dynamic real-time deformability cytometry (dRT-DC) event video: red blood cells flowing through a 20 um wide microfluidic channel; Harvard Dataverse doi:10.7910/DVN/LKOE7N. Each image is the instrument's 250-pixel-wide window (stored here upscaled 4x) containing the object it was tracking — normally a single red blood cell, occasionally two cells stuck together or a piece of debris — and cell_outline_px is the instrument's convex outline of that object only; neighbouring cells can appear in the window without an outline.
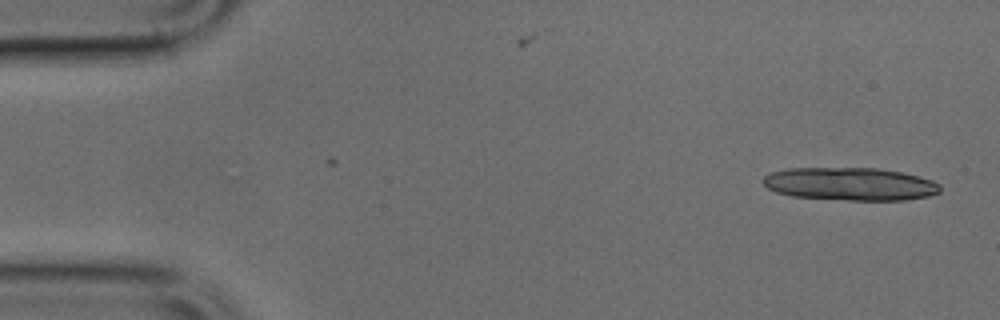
{"species": "common noctule bat (a hibernating species)", "species_latin": "Nyctalus noctula", "temperature_condition": "cold", "stored_images_in_passage": 4, "camera_frame_rate_fps": 3000, "um_per_image_px": 0.085, "animal": {"sex": "male", "body_mass_g": 17.9, "forearm_length_mm": 54.2}, "frame": {"image": 1, "passage_image": 1, "time_ms": 0.0, "image_size_px": [1000, 320], "cell_outline_px": [[940, 192], [928, 196], [904, 200], [848, 200], [792, 196], [776, 192], [768, 188], [760, 180], [764, 176], [772, 172], [788, 168], [880, 168], [900, 172], [932, 180], [940, 184]], "centroid_in_image_um": [72.24, 15.63], "position_along_channel_um": 12.8, "area_um2": 33.93}}
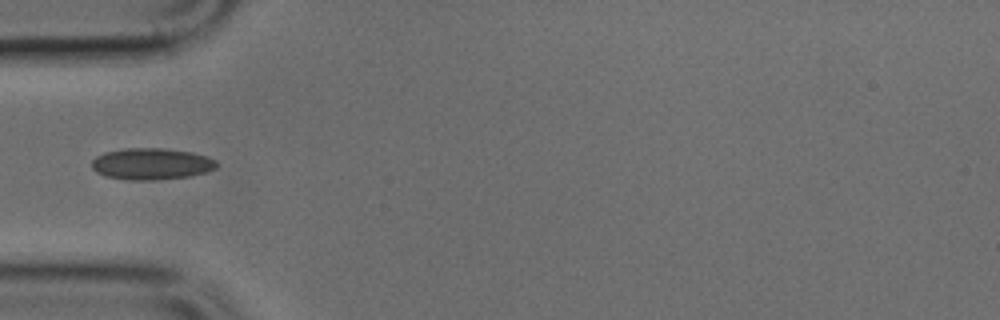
{"frame": {"image": 2, "passage_image": 4, "time_ms": 1.0, "image_size_px": [1000, 320], "cell_outline_px": [[216, 168], [204, 172], [188, 176], [152, 180], [132, 180], [104, 176], [96, 172], [92, 168], [92, 160], [96, 156], [104, 152], [124, 148], [160, 148], [192, 152], [208, 156], [216, 160]], "centroid_in_image_um": [12.84, 13.92], "position_along_channel_um": 72.2, "area_um2": 22.89}}